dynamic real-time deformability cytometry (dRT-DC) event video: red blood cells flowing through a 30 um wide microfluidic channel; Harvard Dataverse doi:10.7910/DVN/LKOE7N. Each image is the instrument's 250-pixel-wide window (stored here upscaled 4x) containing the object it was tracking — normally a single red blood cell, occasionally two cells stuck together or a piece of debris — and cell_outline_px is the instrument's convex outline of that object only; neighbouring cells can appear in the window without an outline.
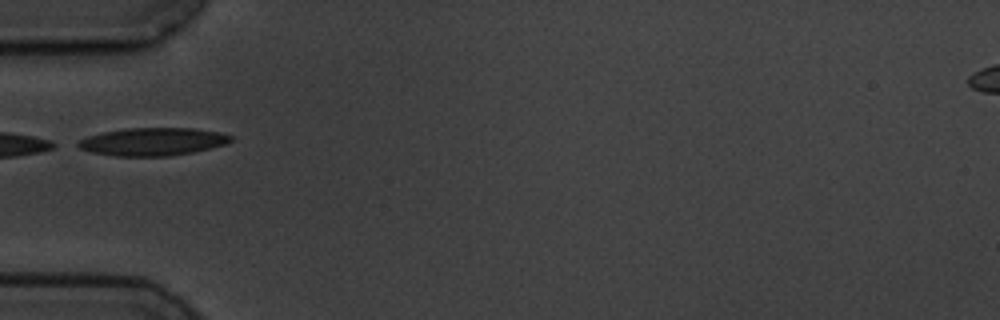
{"species": "common noctule bat (a hibernating species)", "species_latin": "Nyctalus noctula", "temperature_condition": "cold", "stored_images_in_passage": 10, "camera_frame_rate_fps": 3000, "um_per_image_px": 0.085, "animal": {"sex": "male", "body_mass_g": 19.5, "forearm_length_mm": 54.6}, "frame": {"image": 1, "passage_image": 1, "time_ms": 0.0, "image_size_px": [1000, 320], "cell_outline_px": [[232, 140], [224, 144], [192, 152], [168, 156], [112, 156], [92, 152], [80, 148], [72, 144], [88, 136], [100, 132], [124, 128], [192, 128], [220, 132], [232, 136]], "centroid_in_image_um": [12.91, 12.03], "position_along_channel_um": 72.1, "area_um2": 24.8}}
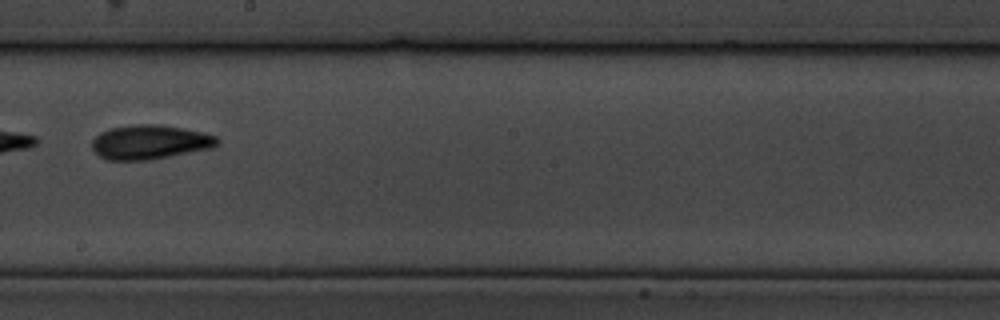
{"frame": {"image": 2, "passage_image": 5, "time_ms": 4.667, "image_size_px": [1000, 320], "cell_outline_px": [[220, 144], [212, 148], [152, 160], [108, 160], [100, 156], [92, 148], [92, 140], [100, 132], [112, 128], [132, 124], [160, 124], [184, 128], [204, 132], [216, 136], [220, 140]], "centroid_in_image_um": [12.78, 12.08], "position_along_channel_um": 235.4, "area_um2": 25.32}}
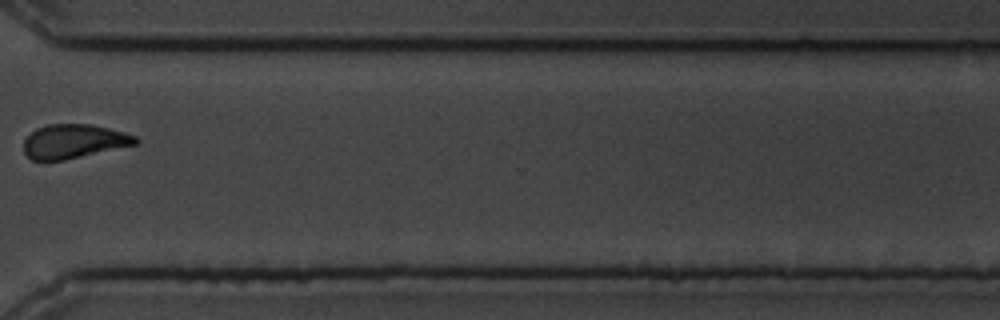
{"frame": {"image": 3, "passage_image": 8, "time_ms": 8.333, "image_size_px": [1000, 320], "cell_outline_px": [[140, 140], [136, 144], [64, 160], [32, 160], [24, 152], [24, 140], [36, 128], [48, 124], [92, 124], [124, 132], [136, 136]], "centroid_in_image_um": [6.27, 12.0], "position_along_channel_um": 364.3, "area_um2": 22.02}, "authors_computed_cell_mechanics": {"area_um2": 24.6806, "velocity_mm_per_s": 3.5117, "shape_relaxation_time_tau1_ms": 3.0146, "shape_relaxation_time_tau2_ms": null, "deformation_change_tau1": 0.1044, "deformation_change_tau2": null}}